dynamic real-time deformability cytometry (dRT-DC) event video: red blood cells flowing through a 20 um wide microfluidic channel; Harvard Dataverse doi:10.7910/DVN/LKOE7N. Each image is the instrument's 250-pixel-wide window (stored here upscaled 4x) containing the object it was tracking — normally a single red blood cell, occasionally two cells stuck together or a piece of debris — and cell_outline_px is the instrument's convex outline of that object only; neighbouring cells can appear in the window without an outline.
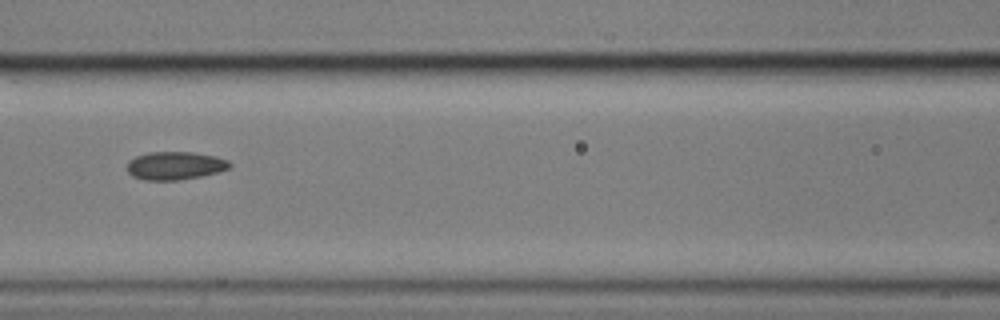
{"species": "common noctule bat (a hibernating species)", "species_latin": "Nyctalus noctula", "temperature_condition": "cold", "stored_images_in_passage": 15, "camera_frame_rate_fps": 3000, "um_per_image_px": 0.085, "animal": {"sex": "male", "body_mass_g": 17.9}, "frame": {"image": 1, "passage_image": 7, "time_ms": 2.0, "image_size_px": [1000, 320], "cell_outline_px": [[232, 164], [228, 168], [216, 172], [200, 176], [180, 180], [144, 180], [132, 176], [128, 172], [128, 160], [136, 156], [148, 152], [192, 152], [216, 156], [228, 160]], "centroid_in_image_um": [14.86, 14.07], "position_along_channel_um": 151.7, "area_um2": 16.76}}
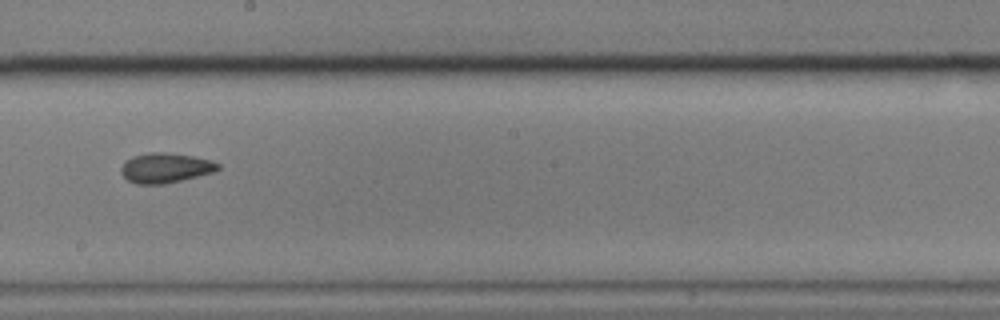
{"frame": {"image": 2, "passage_image": 9, "time_ms": 2.667, "image_size_px": [1000, 320], "cell_outline_px": [[220, 168], [212, 172], [164, 184], [136, 184], [128, 180], [120, 172], [120, 168], [132, 156], [148, 152], [164, 152], [192, 156], [212, 160], [220, 164]], "centroid_in_image_um": [14.05, 14.26], "position_along_channel_um": 234.2, "area_um2": 16.7}}
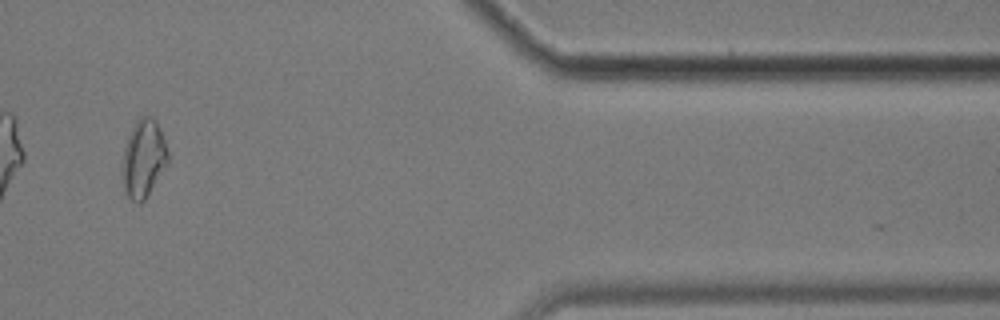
{"frame": {"image": 3, "passage_image": 13, "time_ms": 4.0, "image_size_px": [1000, 320], "cell_outline_px": [[168, 164], [144, 200], [140, 204], [136, 204], [124, 192], [120, 176], [120, 164], [124, 148], [128, 136], [136, 120], [140, 116], [152, 116], [156, 120], [160, 128], [168, 152]], "centroid_in_image_um": [12.16, 13.5], "position_along_channel_um": 399.2, "area_um2": 21.21}}